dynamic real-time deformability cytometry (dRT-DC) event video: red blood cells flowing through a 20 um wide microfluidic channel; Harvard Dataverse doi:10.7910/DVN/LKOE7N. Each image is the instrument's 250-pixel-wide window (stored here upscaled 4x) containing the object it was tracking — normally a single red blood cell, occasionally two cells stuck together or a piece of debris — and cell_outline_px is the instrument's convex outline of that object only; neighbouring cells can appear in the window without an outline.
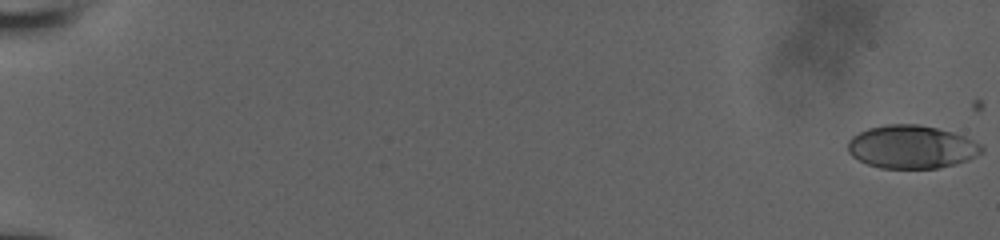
{"species": "human", "species_latin": "Homo sapiens", "temperature_condition": "room temperature", "stored_images_in_passage": 59, "camera_frame_rate_fps": 3000, "um_per_image_px": 0.085, "donor": {"sex": "male"}, "frame": {"image": 1, "passage_image": 1, "time_ms": 0.0, "image_size_px": [1000, 240], "cell_outline_px": [[984, 152], [968, 160], [956, 164], [940, 168], [880, 168], [868, 164], [852, 156], [848, 152], [848, 140], [852, 136], [868, 128], [884, 124], [920, 124], [952, 132], [964, 136], [980, 144], [984, 148]], "centroid_in_image_um": [77.49, 12.49], "position_along_channel_um": 7.5, "area_um2": 33.76}}
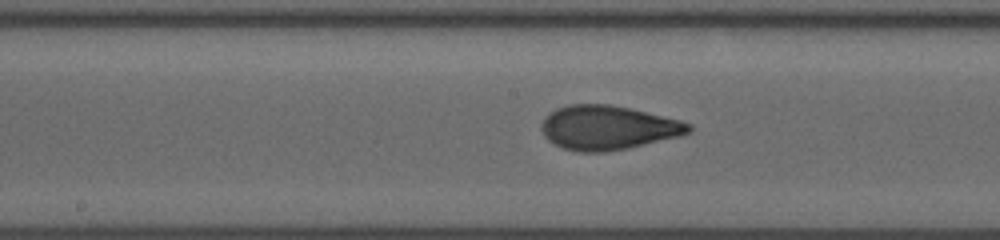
{"frame": {"image": 2, "passage_image": 32, "time_ms": 10.667, "image_size_px": [1000, 240], "cell_outline_px": [[692, 132], [680, 136], [628, 148], [604, 152], [580, 152], [564, 148], [548, 140], [544, 136], [540, 128], [540, 124], [544, 116], [556, 108], [568, 104], [608, 104], [628, 108], [680, 120], [692, 124]], "centroid_in_image_um": [51.65, 10.85], "position_along_channel_um": 196.6, "area_um2": 37.97}}
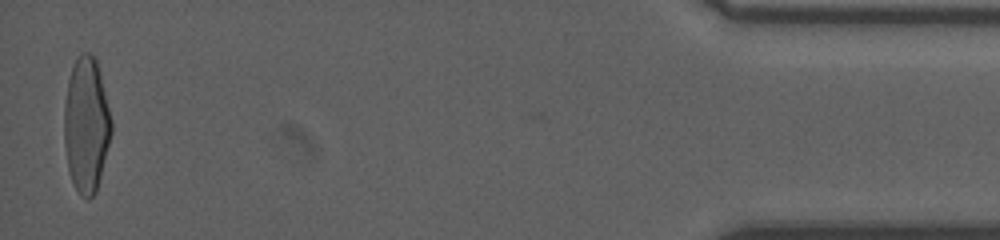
{"frame": {"image": 3, "passage_image": 58, "time_ms": 18.667, "image_size_px": [1000, 240], "cell_outline_px": [[112, 132], [96, 192], [88, 200], [80, 196], [68, 172], [64, 144], [64, 104], [68, 80], [72, 68], [80, 52], [88, 52], [96, 60], [112, 120]], "centroid_in_image_um": [7.32, 10.65], "position_along_channel_um": 427.9, "area_um2": 37.11}, "authors_computed_cell_mechanics": {"area_um2": 36.2984, "velocity_mm_per_s": 3.878, "shape_relaxation_time_tau1_ms": 5.5683, "shape_relaxation_time_tau2_ms": 0.8563, "deformation_change_tau1": 0.2082, "deformation_change_tau2": 0.0613}}